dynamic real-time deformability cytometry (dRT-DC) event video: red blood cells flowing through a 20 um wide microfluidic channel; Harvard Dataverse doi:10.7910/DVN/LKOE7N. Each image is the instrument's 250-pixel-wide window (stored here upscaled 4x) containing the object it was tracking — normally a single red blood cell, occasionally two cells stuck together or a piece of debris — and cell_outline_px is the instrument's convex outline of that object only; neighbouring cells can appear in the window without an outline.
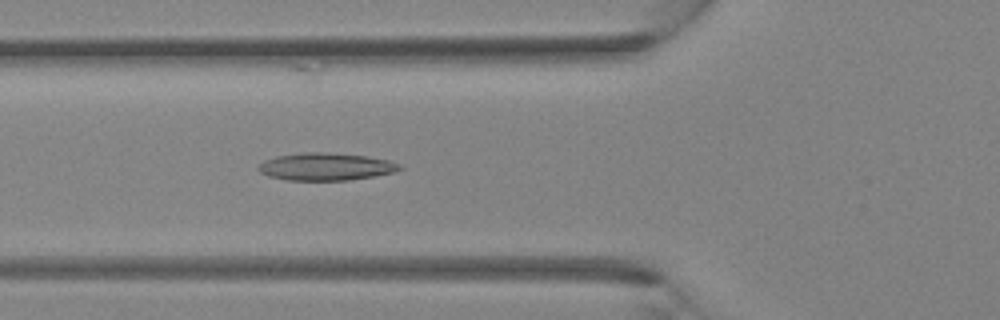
{"species": "Egyptian fruit bat (a non-hibernating species)", "species_latin": "Rousettus aegyptiacus", "temperature_condition": "room temperature", "stored_images_in_passage": 39, "camera_frame_rate_fps": 3000, "um_per_image_px": 0.085, "animal": {"sex": "female"}, "frame": {"image": 1, "passage_image": 14, "time_ms": 4.333, "image_size_px": [1000, 320], "cell_outline_px": [[404, 168], [396, 172], [348, 180], [288, 180], [268, 176], [260, 172], [256, 168], [264, 160], [276, 156], [304, 152], [324, 152], [368, 156], [388, 160], [400, 164]], "centroid_in_image_um": [27.7, 14.16], "position_along_channel_um": 98.1, "area_um2": 22.66}}
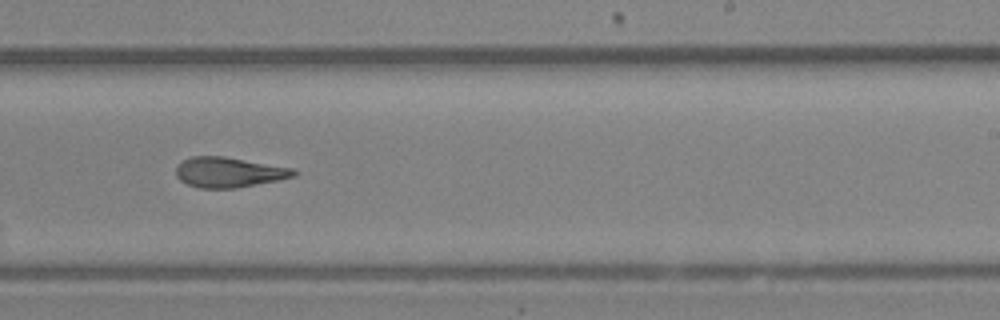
{"frame": {"image": 2, "passage_image": 24, "time_ms": 7.667, "image_size_px": [1000, 320], "cell_outline_px": [[300, 172], [296, 176], [236, 188], [200, 188], [188, 184], [180, 180], [176, 176], [176, 164], [192, 156], [224, 156], [296, 168]], "centroid_in_image_um": [19.48, 14.63], "position_along_channel_um": 269.5, "area_um2": 20.87}}
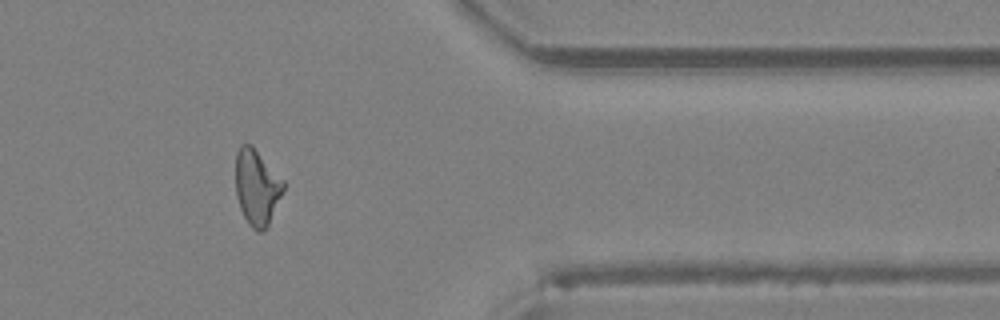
{"frame": {"image": 3, "passage_image": 32, "time_ms": 10.333, "image_size_px": [1000, 320], "cell_outline_px": [[284, 188], [268, 224], [264, 232], [256, 232], [248, 224], [240, 208], [236, 196], [236, 152], [240, 144], [252, 144], [284, 180]], "centroid_in_image_um": [21.82, 15.9], "position_along_channel_um": 389.6, "area_um2": 21.1}}